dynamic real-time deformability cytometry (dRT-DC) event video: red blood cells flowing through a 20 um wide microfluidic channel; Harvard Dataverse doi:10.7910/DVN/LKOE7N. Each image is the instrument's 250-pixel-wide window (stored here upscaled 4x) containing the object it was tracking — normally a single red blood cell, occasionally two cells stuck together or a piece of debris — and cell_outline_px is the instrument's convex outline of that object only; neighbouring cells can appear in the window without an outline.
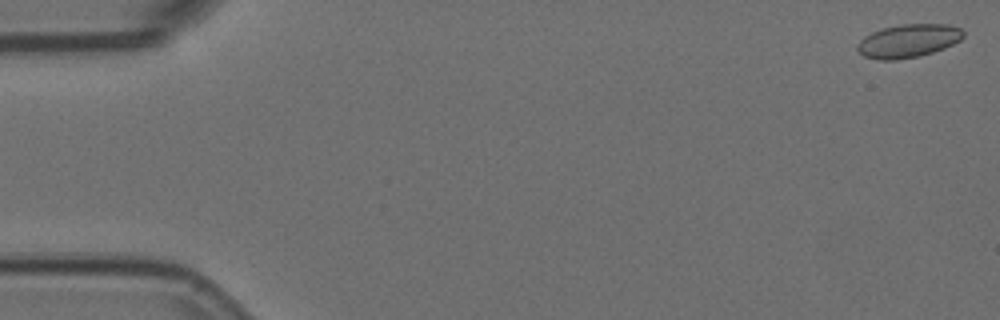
{"species": "Egyptian fruit bat (a non-hibernating species)", "species_latin": "Rousettus aegyptiacus", "temperature_condition": "room temperature", "stored_images_in_passage": 58, "camera_frame_rate_fps": 3000, "um_per_image_px": 0.085, "animal": {"sex": "female"}, "frame": {"image": 1, "passage_image": 2, "time_ms": 0.333, "image_size_px": [1000, 320], "cell_outline_px": [[964, 36], [960, 40], [944, 48], [932, 52], [916, 56], [896, 60], [876, 60], [864, 56], [856, 48], [856, 44], [864, 36], [880, 28], [900, 24], [948, 24], [960, 28], [964, 32]], "centroid_in_image_um": [77.17, 3.46], "position_along_channel_um": 7.8, "area_um2": 20.63}}
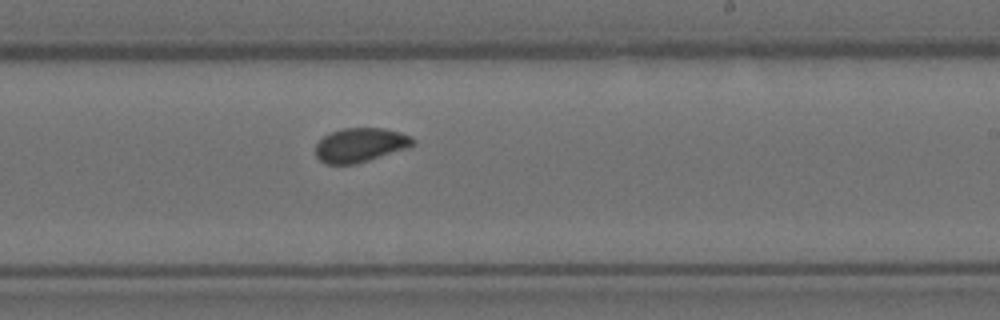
{"frame": {"image": 2, "passage_image": 35, "time_ms": 11.333, "image_size_px": [1000, 320], "cell_outline_px": [[416, 144], [356, 164], [324, 164], [316, 156], [316, 144], [324, 136], [332, 132], [344, 128], [384, 128], [400, 132], [412, 136], [416, 140]], "centroid_in_image_um": [30.62, 12.32], "position_along_channel_um": 258.4, "area_um2": 19.19}}
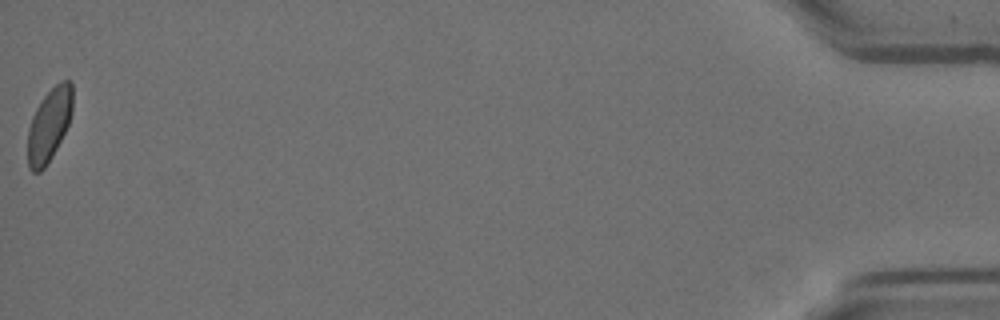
{"frame": {"image": 3, "passage_image": 58, "time_ms": 19.0, "image_size_px": [1000, 320], "cell_outline_px": [[72, 112], [68, 124], [52, 156], [44, 168], [40, 172], [32, 172], [28, 168], [28, 128], [32, 116], [40, 100], [60, 80], [72, 80]], "centroid_in_image_um": [4.17, 10.59], "position_along_channel_um": 431.0, "area_um2": 19.02}, "authors_computed_cell_mechanics": {"area_um2": 19.6809, "velocity_mm_per_s": 3.5684, "shape_relaxation_time_tau1_ms": 6.991, "shape_relaxation_time_tau2_ms": null, "deformation_change_tau1": 0.1211, "deformation_change_tau2": null}}